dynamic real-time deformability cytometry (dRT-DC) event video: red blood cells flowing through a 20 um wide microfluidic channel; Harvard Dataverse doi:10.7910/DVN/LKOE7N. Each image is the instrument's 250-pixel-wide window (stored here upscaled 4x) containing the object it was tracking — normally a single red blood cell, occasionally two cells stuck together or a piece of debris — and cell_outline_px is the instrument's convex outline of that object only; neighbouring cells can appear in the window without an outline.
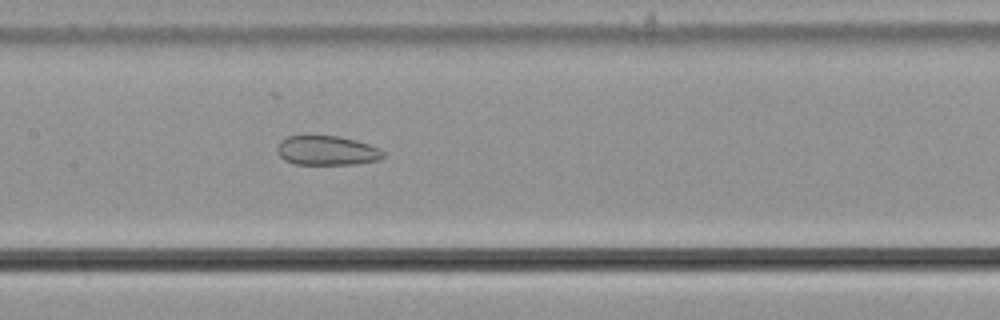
{"species": "common noctule bat (a hibernating species)", "species_latin": "Nyctalus noctula", "temperature_condition": "cold", "stored_images_in_passage": 42, "camera_frame_rate_fps": 3000, "um_per_image_px": 0.085, "animal": {"sex": "male", "body_mass_g": 21.5, "forearm_length_mm": 52.0}, "frame": {"image": 1, "passage_image": 13, "time_ms": 4.0, "image_size_px": [1000, 320], "cell_outline_px": [[384, 156], [380, 160], [352, 164], [296, 164], [284, 160], [280, 156], [276, 148], [280, 140], [288, 136], [340, 136], [356, 140], [380, 148], [384, 152]], "centroid_in_image_um": [27.79, 12.79], "position_along_channel_um": 179.6, "area_um2": 18.21}}
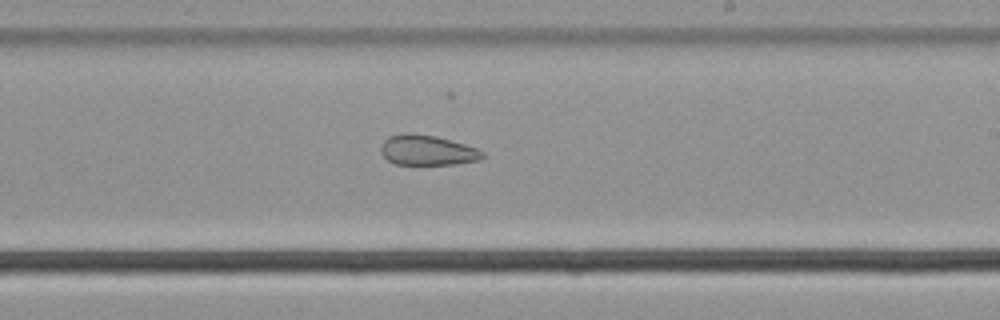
{"frame": {"image": 2, "passage_image": 19, "time_ms": 6.0, "image_size_px": [1000, 320], "cell_outline_px": [[484, 156], [480, 160], [456, 164], [396, 164], [388, 160], [380, 152], [380, 148], [384, 140], [388, 136], [404, 132], [412, 132], [436, 136], [464, 144], [476, 148], [484, 152]], "centroid_in_image_um": [36.3, 12.75], "position_along_channel_um": 252.7, "area_um2": 17.98}}
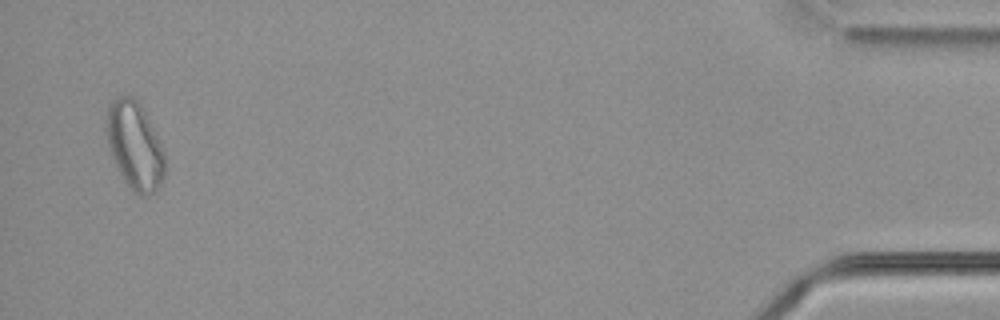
{"frame": {"image": 3, "passage_image": 40, "time_ms": 13.0, "image_size_px": [1000, 320], "cell_outline_px": [[164, 176], [160, 184], [148, 196], [140, 196], [132, 192], [124, 180], [112, 156], [108, 144], [104, 120], [108, 108], [112, 100], [120, 96], [132, 96], [140, 104], [164, 152]], "centroid_in_image_um": [11.42, 12.39], "position_along_channel_um": 423.8, "area_um2": 29.42}, "authors_computed_cell_mechanics": {"area_um2": 21.4149, "velocity_mm_per_s": 3.6698, "shape_relaxation_time_tau1_ms": null, "shape_relaxation_time_tau2_ms": 6.1652, "deformation_change_tau1": null, "deformation_change_tau2": 0.1266}}